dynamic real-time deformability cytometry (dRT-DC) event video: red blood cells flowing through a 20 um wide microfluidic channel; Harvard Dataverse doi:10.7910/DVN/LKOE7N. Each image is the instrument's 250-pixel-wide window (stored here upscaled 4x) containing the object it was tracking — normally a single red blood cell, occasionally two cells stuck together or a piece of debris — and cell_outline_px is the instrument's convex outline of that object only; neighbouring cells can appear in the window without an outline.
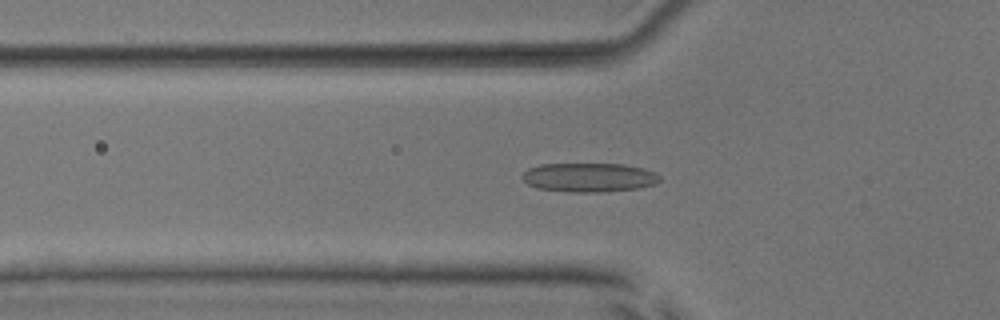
{"species": "common noctule bat (a hibernating species)", "species_latin": "Nyctalus noctula", "temperature_condition": "room temperature", "stored_images_in_passage": 39, "camera_frame_rate_fps": 3000, "um_per_image_px": 0.085, "animal": {"sex": "male", "body_mass_g": 17.9, "forearm_length_mm": 54.2}, "frame": {"image": 1, "passage_image": 9, "time_ms": 2.667, "image_size_px": [1000, 320], "cell_outline_px": [[660, 180], [656, 184], [640, 188], [608, 192], [568, 192], [536, 188], [528, 184], [520, 176], [528, 168], [540, 164], [624, 164], [644, 168], [656, 172], [660, 176]], "centroid_in_image_um": [50.09, 15.09], "position_along_channel_um": 75.7, "area_um2": 23.64}}
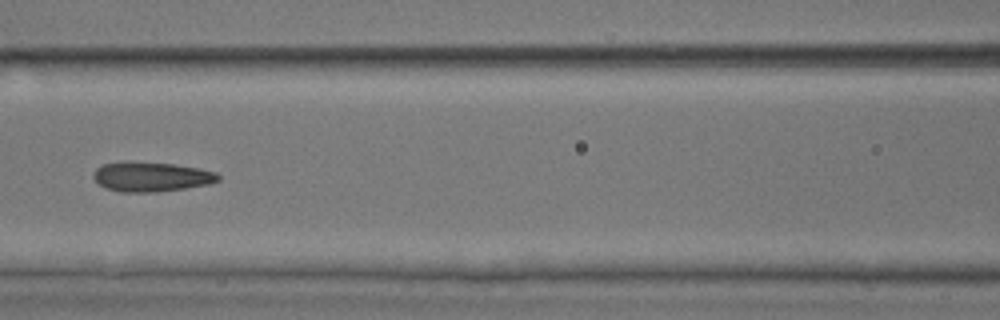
{"frame": {"image": 2, "passage_image": 15, "time_ms": 4.667, "image_size_px": [1000, 320], "cell_outline_px": [[220, 180], [208, 184], [184, 188], [156, 192], [120, 192], [104, 188], [92, 176], [92, 172], [96, 168], [104, 164], [172, 164], [196, 168], [216, 172], [220, 176]], "centroid_in_image_um": [12.87, 15.07], "position_along_channel_um": 153.7, "area_um2": 20.69}}
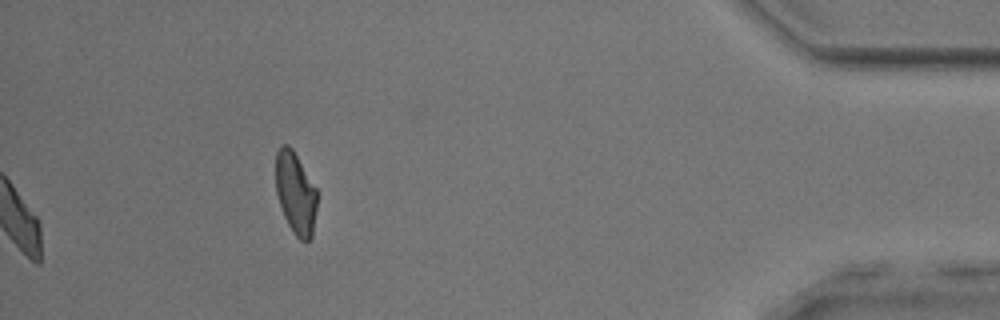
{"frame": {"image": 3, "passage_image": 39, "time_ms": 12.667, "image_size_px": [1000, 320], "cell_outline_px": [[316, 208], [312, 236], [308, 240], [300, 240], [296, 236], [288, 224], [284, 216], [276, 192], [276, 152], [284, 144], [288, 144], [292, 148], [316, 188]], "centroid_in_image_um": [25.11, 16.4], "position_along_channel_um": 410.1, "area_um2": 19.42}, "authors_computed_cell_mechanics": {"area_um2": 21.0392, "velocity_mm_per_s": 3.885, "shape_relaxation_time_tau1_ms": 6.7908, "shape_relaxation_time_tau2_ms": 1.931, "deformation_change_tau1": 0.1612, "deformation_change_tau2": 0.099}}